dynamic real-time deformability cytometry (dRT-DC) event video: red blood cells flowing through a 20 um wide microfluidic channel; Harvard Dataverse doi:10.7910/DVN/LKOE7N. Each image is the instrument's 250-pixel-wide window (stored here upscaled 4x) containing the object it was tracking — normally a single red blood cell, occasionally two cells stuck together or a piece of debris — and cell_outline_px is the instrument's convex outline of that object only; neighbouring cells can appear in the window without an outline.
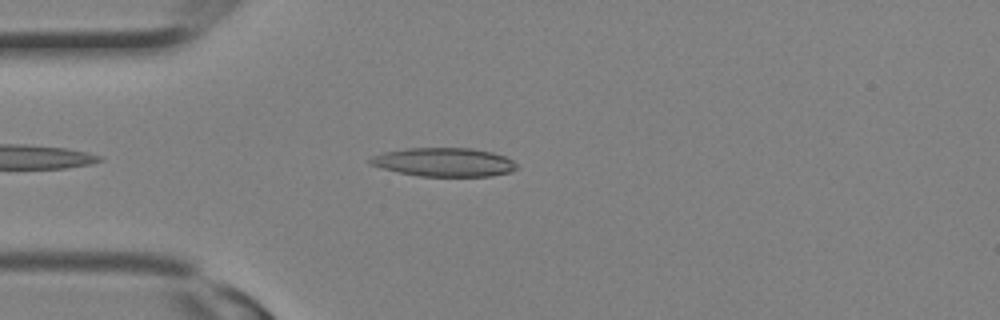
{"species": "Egyptian fruit bat (a non-hibernating species)", "species_latin": "Rousettus aegyptiacus", "temperature_condition": "room temperature", "stored_images_in_passage": 2, "camera_frame_rate_fps": 3000, "um_per_image_px": 0.085, "animal": {"sex": "female"}, "frame": {"image": 1, "passage_image": 2, "time_ms": 0.333, "image_size_px": [1000, 320], "cell_outline_px": [[520, 168], [512, 172], [492, 176], [420, 176], [400, 172], [368, 164], [368, 160], [372, 156], [384, 152], [404, 148], [472, 148], [492, 152], [504, 156], [512, 160]], "centroid_in_image_um": [37.78, 13.78], "position_along_channel_um": 47.2, "area_um2": 24.57}}